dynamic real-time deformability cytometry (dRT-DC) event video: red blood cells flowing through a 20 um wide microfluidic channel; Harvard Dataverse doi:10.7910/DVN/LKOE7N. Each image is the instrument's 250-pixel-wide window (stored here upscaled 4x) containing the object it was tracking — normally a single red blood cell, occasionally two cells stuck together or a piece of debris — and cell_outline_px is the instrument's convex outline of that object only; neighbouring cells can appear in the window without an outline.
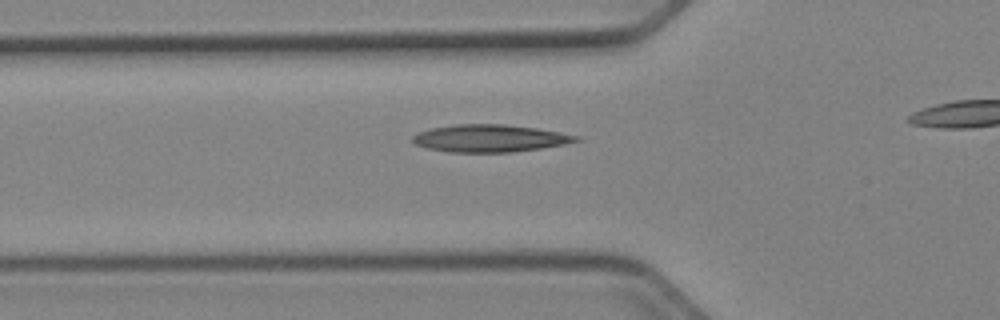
{"species": "Egyptian fruit bat (a non-hibernating species)", "species_latin": "Rousettus aegyptiacus", "temperature_condition": "cold", "stored_images_in_passage": 26, "camera_frame_rate_fps": 3000, "um_per_image_px": 0.085, "animal": {"sex": "female"}, "frame": {"image": 1, "passage_image": 2, "time_ms": 0.333, "image_size_px": [1000, 320], "cell_outline_px": [[584, 140], [564, 144], [540, 148], [512, 152], [448, 152], [428, 148], [416, 144], [412, 140], [412, 136], [420, 132], [432, 128], [456, 124], [504, 124], [536, 128], [560, 132], [580, 136]], "centroid_in_image_um": [41.68, 11.75], "position_along_channel_um": 84.1, "area_um2": 26.01}}
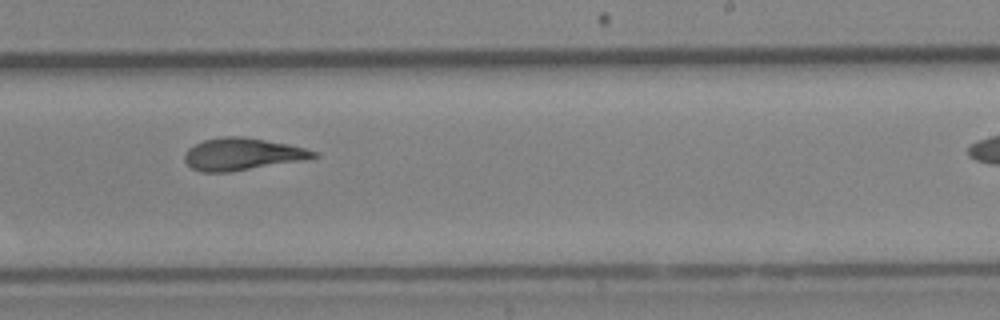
{"frame": {"image": 2, "passage_image": 16, "time_ms": 5.0, "image_size_px": [1000, 320], "cell_outline_px": [[320, 156], [304, 160], [232, 172], [200, 172], [192, 168], [184, 160], [184, 152], [188, 148], [204, 140], [224, 136], [244, 136], [288, 144], [320, 152]], "centroid_in_image_um": [20.61, 13.11], "position_along_channel_um": 268.4, "area_um2": 24.39}}
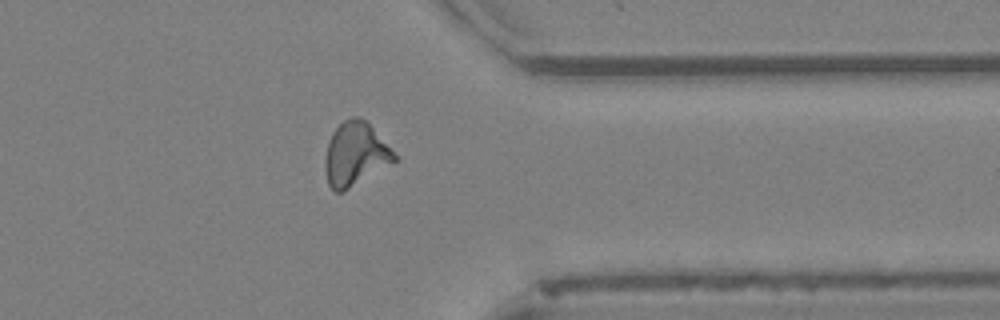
{"frame": {"image": 3, "passage_image": 25, "time_ms": 8.0, "image_size_px": [1000, 320], "cell_outline_px": [[400, 160], [348, 188], [340, 192], [336, 192], [328, 184], [324, 168], [324, 160], [328, 140], [332, 132], [344, 120], [352, 116], [360, 116], [372, 128]], "centroid_in_image_um": [30.18, 13.1], "position_along_channel_um": 381.2, "area_um2": 25.43}}